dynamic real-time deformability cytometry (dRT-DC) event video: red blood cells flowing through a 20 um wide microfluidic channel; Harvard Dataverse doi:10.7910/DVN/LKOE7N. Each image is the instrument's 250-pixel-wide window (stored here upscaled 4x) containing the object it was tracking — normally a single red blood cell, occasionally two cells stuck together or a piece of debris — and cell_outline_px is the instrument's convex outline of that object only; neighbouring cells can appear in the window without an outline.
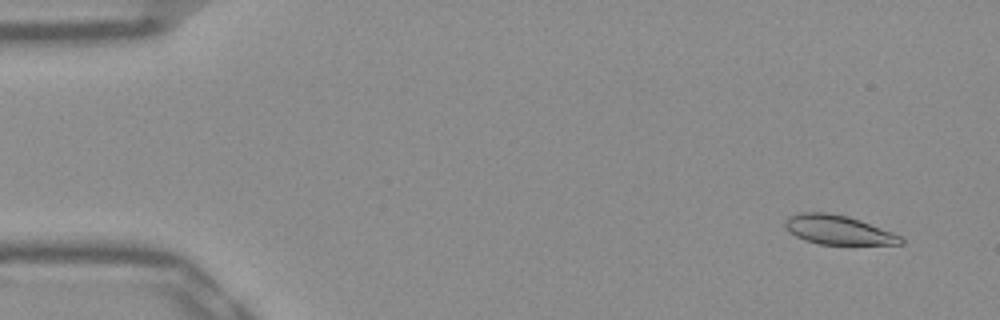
{"species": "Egyptian fruit bat (a non-hibernating species)", "species_latin": "Rousettus aegyptiacus", "temperature_condition": "warm", "stored_images_in_passage": 52, "camera_frame_rate_fps": 3000, "um_per_image_px": 0.085, "frame": {"image": 1, "passage_image": 4, "time_ms": 1.0, "image_size_px": [1000, 320], "cell_outline_px": [[904, 244], [820, 244], [804, 240], [788, 232], [784, 224], [784, 220], [788, 216], [800, 212], [828, 212], [848, 216], [860, 220], [892, 232], [900, 236], [904, 240]], "centroid_in_image_um": [71.2, 19.53], "position_along_channel_um": 13.8, "area_um2": 19.71}}
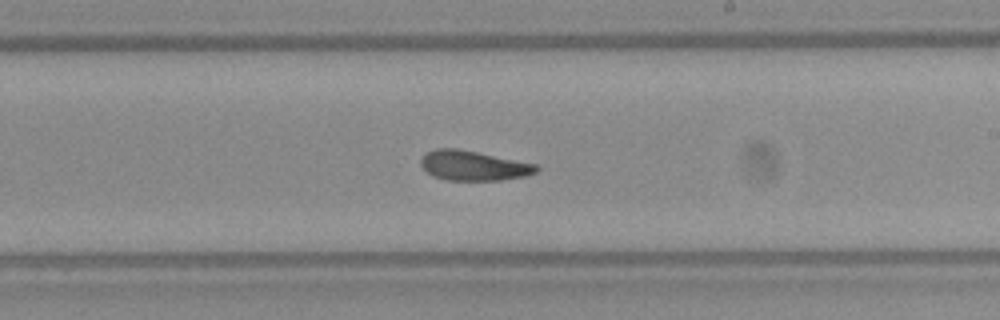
{"frame": {"image": 2, "passage_image": 31, "time_ms": 10.0, "image_size_px": [1000, 320], "cell_outline_px": [[540, 168], [536, 172], [524, 176], [500, 180], [444, 180], [432, 176], [420, 164], [420, 160], [424, 152], [436, 148], [456, 148], [536, 164]], "centroid_in_image_um": [40.19, 14.07], "position_along_channel_um": 248.8, "area_um2": 20.0}}
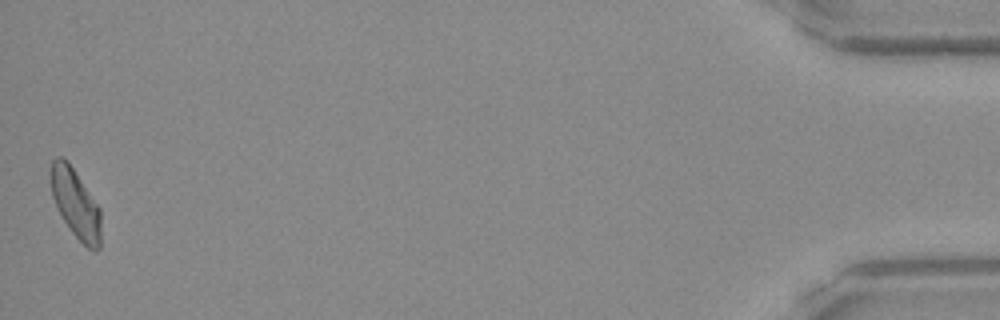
{"frame": {"image": 3, "passage_image": 52, "time_ms": 17.0, "image_size_px": [1000, 320], "cell_outline_px": [[100, 248], [96, 252], [92, 252], [72, 232], [64, 220], [52, 196], [48, 172], [52, 160], [56, 156], [60, 156], [68, 160], [100, 208]], "centroid_in_image_um": [6.4, 17.26], "position_along_channel_um": 428.8, "area_um2": 20.35}, "authors_computed_cell_mechanics": {"area_um2": 20.3167, "velocity_mm_per_s": 3.9096, "shape_relaxation_time_tau1_ms": 10.5133, "shape_relaxation_time_tau2_ms": 2.7518, "deformation_change_tau1": 0.2448, "deformation_change_tau2": 0.1023}}